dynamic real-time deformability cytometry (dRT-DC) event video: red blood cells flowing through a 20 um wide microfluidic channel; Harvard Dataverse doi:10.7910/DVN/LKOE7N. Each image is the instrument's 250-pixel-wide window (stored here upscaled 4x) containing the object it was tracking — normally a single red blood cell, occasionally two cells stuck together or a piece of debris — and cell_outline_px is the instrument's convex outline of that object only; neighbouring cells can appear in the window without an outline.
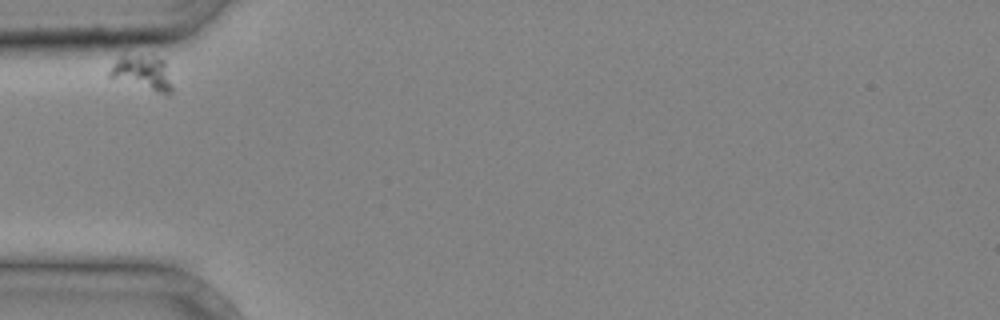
{"species": "common noctule bat (a hibernating species)", "species_latin": "Nyctalus noctula", "temperature_condition": "cold", "stored_images_in_passage": 3, "camera_frame_rate_fps": 3000, "um_per_image_px": 0.085, "animal": {"sex": "male", "body_mass_g": 20.4}, "frame": {"image": 1, "passage_image": 1, "time_ms": 0.0, "image_size_px": [1000, 320], "cell_outline_px": [[172, 92], [160, 92], [112, 80], [108, 76], [108, 72], [116, 60], [120, 56], [156, 56], [164, 60], [172, 84]], "centroid_in_image_um": [12.08, 6.18], "position_along_channel_um": 72.9, "area_um2": 12.48}}
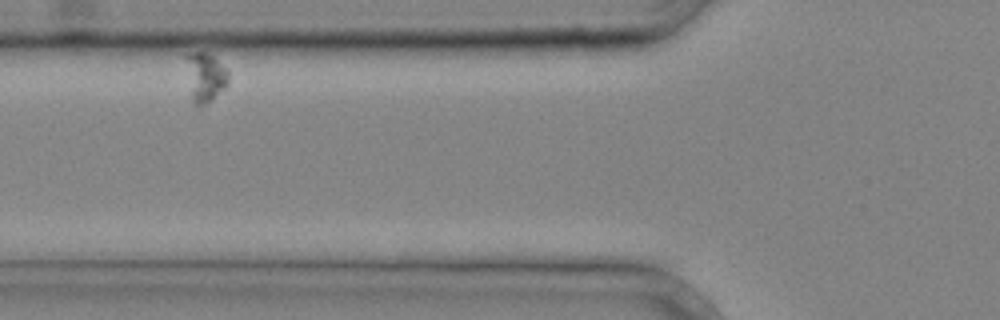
{"frame": {"image": 2, "passage_image": 2, "time_ms": 0.333, "image_size_px": [1000, 320], "cell_outline_px": [[228, 84], [212, 100], [204, 104], [192, 104], [184, 56], [192, 52], [204, 52], [212, 56], [228, 68]], "centroid_in_image_um": [17.43, 6.53], "position_along_channel_um": 108.4, "area_um2": 12.25}}